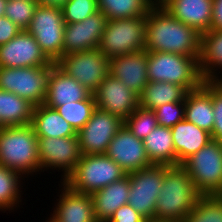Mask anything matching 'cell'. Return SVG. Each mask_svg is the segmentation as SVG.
<instances>
[{"mask_svg":"<svg viewBox=\"0 0 222 222\" xmlns=\"http://www.w3.org/2000/svg\"><path fill=\"white\" fill-rule=\"evenodd\" d=\"M200 35L164 8H151L146 15L145 50L148 52L175 53L199 59Z\"/></svg>","mask_w":222,"mask_h":222,"instance_id":"6da1fadb","label":"cell"},{"mask_svg":"<svg viewBox=\"0 0 222 222\" xmlns=\"http://www.w3.org/2000/svg\"><path fill=\"white\" fill-rule=\"evenodd\" d=\"M200 196L181 164L165 165V175L155 205V218L185 221Z\"/></svg>","mask_w":222,"mask_h":222,"instance_id":"7a4b0ae2","label":"cell"},{"mask_svg":"<svg viewBox=\"0 0 222 222\" xmlns=\"http://www.w3.org/2000/svg\"><path fill=\"white\" fill-rule=\"evenodd\" d=\"M0 165L23 177L41 172L38 138L31 124L0 127Z\"/></svg>","mask_w":222,"mask_h":222,"instance_id":"3957f363","label":"cell"},{"mask_svg":"<svg viewBox=\"0 0 222 222\" xmlns=\"http://www.w3.org/2000/svg\"><path fill=\"white\" fill-rule=\"evenodd\" d=\"M147 65L149 81L181 85L187 91L199 88L204 81L196 57L167 52H148Z\"/></svg>","mask_w":222,"mask_h":222,"instance_id":"277c9868","label":"cell"},{"mask_svg":"<svg viewBox=\"0 0 222 222\" xmlns=\"http://www.w3.org/2000/svg\"><path fill=\"white\" fill-rule=\"evenodd\" d=\"M126 175L106 154L82 155L64 183L76 192L92 194Z\"/></svg>","mask_w":222,"mask_h":222,"instance_id":"5b68a950","label":"cell"},{"mask_svg":"<svg viewBox=\"0 0 222 222\" xmlns=\"http://www.w3.org/2000/svg\"><path fill=\"white\" fill-rule=\"evenodd\" d=\"M201 195H222V144L211 139L181 164Z\"/></svg>","mask_w":222,"mask_h":222,"instance_id":"8992f818","label":"cell"},{"mask_svg":"<svg viewBox=\"0 0 222 222\" xmlns=\"http://www.w3.org/2000/svg\"><path fill=\"white\" fill-rule=\"evenodd\" d=\"M146 16L107 20L98 49L109 59L145 50Z\"/></svg>","mask_w":222,"mask_h":222,"instance_id":"52a82bcc","label":"cell"},{"mask_svg":"<svg viewBox=\"0 0 222 222\" xmlns=\"http://www.w3.org/2000/svg\"><path fill=\"white\" fill-rule=\"evenodd\" d=\"M53 63L41 67L6 68L0 66V89L28 100L34 106L44 104Z\"/></svg>","mask_w":222,"mask_h":222,"instance_id":"ba28073f","label":"cell"},{"mask_svg":"<svg viewBox=\"0 0 222 222\" xmlns=\"http://www.w3.org/2000/svg\"><path fill=\"white\" fill-rule=\"evenodd\" d=\"M64 25L62 9L38 4L26 29L54 63L62 57Z\"/></svg>","mask_w":222,"mask_h":222,"instance_id":"9c48e42d","label":"cell"},{"mask_svg":"<svg viewBox=\"0 0 222 222\" xmlns=\"http://www.w3.org/2000/svg\"><path fill=\"white\" fill-rule=\"evenodd\" d=\"M109 60L97 48L62 56L56 64L93 94L109 75Z\"/></svg>","mask_w":222,"mask_h":222,"instance_id":"30bf717a","label":"cell"},{"mask_svg":"<svg viewBox=\"0 0 222 222\" xmlns=\"http://www.w3.org/2000/svg\"><path fill=\"white\" fill-rule=\"evenodd\" d=\"M130 181L128 204L147 220L155 218V205L165 175V165H151L127 174Z\"/></svg>","mask_w":222,"mask_h":222,"instance_id":"8fae6325","label":"cell"},{"mask_svg":"<svg viewBox=\"0 0 222 222\" xmlns=\"http://www.w3.org/2000/svg\"><path fill=\"white\" fill-rule=\"evenodd\" d=\"M124 121L96 107L89 121L77 132L82 155L106 154L109 143Z\"/></svg>","mask_w":222,"mask_h":222,"instance_id":"7c38bea8","label":"cell"},{"mask_svg":"<svg viewBox=\"0 0 222 222\" xmlns=\"http://www.w3.org/2000/svg\"><path fill=\"white\" fill-rule=\"evenodd\" d=\"M41 172L46 169L62 170V181L74 171L82 154L77 136L37 137Z\"/></svg>","mask_w":222,"mask_h":222,"instance_id":"4fadbf2b","label":"cell"},{"mask_svg":"<svg viewBox=\"0 0 222 222\" xmlns=\"http://www.w3.org/2000/svg\"><path fill=\"white\" fill-rule=\"evenodd\" d=\"M53 62L27 30L0 46V66L6 68L41 67Z\"/></svg>","mask_w":222,"mask_h":222,"instance_id":"5bb4252c","label":"cell"},{"mask_svg":"<svg viewBox=\"0 0 222 222\" xmlns=\"http://www.w3.org/2000/svg\"><path fill=\"white\" fill-rule=\"evenodd\" d=\"M96 107L125 121L139 106L140 97L110 74L93 93Z\"/></svg>","mask_w":222,"mask_h":222,"instance_id":"9a60e30c","label":"cell"},{"mask_svg":"<svg viewBox=\"0 0 222 222\" xmlns=\"http://www.w3.org/2000/svg\"><path fill=\"white\" fill-rule=\"evenodd\" d=\"M106 155L127 174L153 165L148 158L143 140L133 135L125 125L114 135Z\"/></svg>","mask_w":222,"mask_h":222,"instance_id":"2e32d148","label":"cell"},{"mask_svg":"<svg viewBox=\"0 0 222 222\" xmlns=\"http://www.w3.org/2000/svg\"><path fill=\"white\" fill-rule=\"evenodd\" d=\"M106 23L107 18L98 11L84 21L65 24L62 56L97 49Z\"/></svg>","mask_w":222,"mask_h":222,"instance_id":"e0dca14e","label":"cell"},{"mask_svg":"<svg viewBox=\"0 0 222 222\" xmlns=\"http://www.w3.org/2000/svg\"><path fill=\"white\" fill-rule=\"evenodd\" d=\"M147 63L146 50L119 55L109 60V74L140 96L149 83Z\"/></svg>","mask_w":222,"mask_h":222,"instance_id":"ac0fdd59","label":"cell"},{"mask_svg":"<svg viewBox=\"0 0 222 222\" xmlns=\"http://www.w3.org/2000/svg\"><path fill=\"white\" fill-rule=\"evenodd\" d=\"M61 183L62 192L51 216L58 222H97L91 194L76 192Z\"/></svg>","mask_w":222,"mask_h":222,"instance_id":"d6986e66","label":"cell"},{"mask_svg":"<svg viewBox=\"0 0 222 222\" xmlns=\"http://www.w3.org/2000/svg\"><path fill=\"white\" fill-rule=\"evenodd\" d=\"M91 92L64 72L56 63L50 72L48 92L44 104L55 109L58 106L86 99Z\"/></svg>","mask_w":222,"mask_h":222,"instance_id":"ffe728a7","label":"cell"},{"mask_svg":"<svg viewBox=\"0 0 222 222\" xmlns=\"http://www.w3.org/2000/svg\"><path fill=\"white\" fill-rule=\"evenodd\" d=\"M184 104L185 119L212 134L214 127L212 80H204L199 88L188 91Z\"/></svg>","mask_w":222,"mask_h":222,"instance_id":"44dd1931","label":"cell"},{"mask_svg":"<svg viewBox=\"0 0 222 222\" xmlns=\"http://www.w3.org/2000/svg\"><path fill=\"white\" fill-rule=\"evenodd\" d=\"M213 0H172L164 9L199 34L210 31Z\"/></svg>","mask_w":222,"mask_h":222,"instance_id":"7402d4cb","label":"cell"},{"mask_svg":"<svg viewBox=\"0 0 222 222\" xmlns=\"http://www.w3.org/2000/svg\"><path fill=\"white\" fill-rule=\"evenodd\" d=\"M129 193L130 181L128 175L93 192L91 197L96 221L104 222L106 219L111 218L118 208L128 204Z\"/></svg>","mask_w":222,"mask_h":222,"instance_id":"603a6c76","label":"cell"},{"mask_svg":"<svg viewBox=\"0 0 222 222\" xmlns=\"http://www.w3.org/2000/svg\"><path fill=\"white\" fill-rule=\"evenodd\" d=\"M170 129L177 157V165L182 164L192 154L197 153L212 139L209 132L186 119H183Z\"/></svg>","mask_w":222,"mask_h":222,"instance_id":"cb8c5ba5","label":"cell"},{"mask_svg":"<svg viewBox=\"0 0 222 222\" xmlns=\"http://www.w3.org/2000/svg\"><path fill=\"white\" fill-rule=\"evenodd\" d=\"M31 125L37 137L77 136L74 128L57 112L45 104L34 106Z\"/></svg>","mask_w":222,"mask_h":222,"instance_id":"d4e9b609","label":"cell"},{"mask_svg":"<svg viewBox=\"0 0 222 222\" xmlns=\"http://www.w3.org/2000/svg\"><path fill=\"white\" fill-rule=\"evenodd\" d=\"M198 65L204 80H222V75L219 78L215 72L222 70V31L210 30L200 35Z\"/></svg>","mask_w":222,"mask_h":222,"instance_id":"484cf974","label":"cell"},{"mask_svg":"<svg viewBox=\"0 0 222 222\" xmlns=\"http://www.w3.org/2000/svg\"><path fill=\"white\" fill-rule=\"evenodd\" d=\"M148 158L155 165H177L172 132L169 127L157 126L143 139Z\"/></svg>","mask_w":222,"mask_h":222,"instance_id":"4316f807","label":"cell"},{"mask_svg":"<svg viewBox=\"0 0 222 222\" xmlns=\"http://www.w3.org/2000/svg\"><path fill=\"white\" fill-rule=\"evenodd\" d=\"M33 109L28 100L0 89V127L31 124Z\"/></svg>","mask_w":222,"mask_h":222,"instance_id":"83f0119b","label":"cell"},{"mask_svg":"<svg viewBox=\"0 0 222 222\" xmlns=\"http://www.w3.org/2000/svg\"><path fill=\"white\" fill-rule=\"evenodd\" d=\"M187 92L188 91L181 85L169 82L149 81L139 96L140 107L154 110L163 104L183 101Z\"/></svg>","mask_w":222,"mask_h":222,"instance_id":"f1b7e54d","label":"cell"},{"mask_svg":"<svg viewBox=\"0 0 222 222\" xmlns=\"http://www.w3.org/2000/svg\"><path fill=\"white\" fill-rule=\"evenodd\" d=\"M98 11L107 20L146 16L151 9L148 0H97Z\"/></svg>","mask_w":222,"mask_h":222,"instance_id":"f546056e","label":"cell"},{"mask_svg":"<svg viewBox=\"0 0 222 222\" xmlns=\"http://www.w3.org/2000/svg\"><path fill=\"white\" fill-rule=\"evenodd\" d=\"M17 171L0 165V210H14L21 201V181ZM11 209V210H10Z\"/></svg>","mask_w":222,"mask_h":222,"instance_id":"4dcf8cb0","label":"cell"},{"mask_svg":"<svg viewBox=\"0 0 222 222\" xmlns=\"http://www.w3.org/2000/svg\"><path fill=\"white\" fill-rule=\"evenodd\" d=\"M95 108V97L91 93L82 101L66 103L55 109L78 132L89 121Z\"/></svg>","mask_w":222,"mask_h":222,"instance_id":"1f68e13d","label":"cell"},{"mask_svg":"<svg viewBox=\"0 0 222 222\" xmlns=\"http://www.w3.org/2000/svg\"><path fill=\"white\" fill-rule=\"evenodd\" d=\"M184 222H222V195H201Z\"/></svg>","mask_w":222,"mask_h":222,"instance_id":"d6a6232c","label":"cell"},{"mask_svg":"<svg viewBox=\"0 0 222 222\" xmlns=\"http://www.w3.org/2000/svg\"><path fill=\"white\" fill-rule=\"evenodd\" d=\"M124 125L139 139L146 138L158 126L155 112L138 107L125 121Z\"/></svg>","mask_w":222,"mask_h":222,"instance_id":"836d02e7","label":"cell"},{"mask_svg":"<svg viewBox=\"0 0 222 222\" xmlns=\"http://www.w3.org/2000/svg\"><path fill=\"white\" fill-rule=\"evenodd\" d=\"M37 6L38 2L34 0H8L5 16L21 30H26Z\"/></svg>","mask_w":222,"mask_h":222,"instance_id":"e575fe53","label":"cell"},{"mask_svg":"<svg viewBox=\"0 0 222 222\" xmlns=\"http://www.w3.org/2000/svg\"><path fill=\"white\" fill-rule=\"evenodd\" d=\"M65 24L78 23L98 12L97 0H68L63 8Z\"/></svg>","mask_w":222,"mask_h":222,"instance_id":"d590c367","label":"cell"},{"mask_svg":"<svg viewBox=\"0 0 222 222\" xmlns=\"http://www.w3.org/2000/svg\"><path fill=\"white\" fill-rule=\"evenodd\" d=\"M159 126L172 128L174 125L185 119L184 100L163 104L153 110Z\"/></svg>","mask_w":222,"mask_h":222,"instance_id":"8d00e7d4","label":"cell"},{"mask_svg":"<svg viewBox=\"0 0 222 222\" xmlns=\"http://www.w3.org/2000/svg\"><path fill=\"white\" fill-rule=\"evenodd\" d=\"M212 104L214 127L211 137L222 144V80H212Z\"/></svg>","mask_w":222,"mask_h":222,"instance_id":"74e56055","label":"cell"},{"mask_svg":"<svg viewBox=\"0 0 222 222\" xmlns=\"http://www.w3.org/2000/svg\"><path fill=\"white\" fill-rule=\"evenodd\" d=\"M106 220H115L118 222H146V218L138 213L131 205L126 204L118 208L111 218Z\"/></svg>","mask_w":222,"mask_h":222,"instance_id":"f35d334b","label":"cell"},{"mask_svg":"<svg viewBox=\"0 0 222 222\" xmlns=\"http://www.w3.org/2000/svg\"><path fill=\"white\" fill-rule=\"evenodd\" d=\"M22 30L6 16L0 17V46L6 44Z\"/></svg>","mask_w":222,"mask_h":222,"instance_id":"ab89813d","label":"cell"},{"mask_svg":"<svg viewBox=\"0 0 222 222\" xmlns=\"http://www.w3.org/2000/svg\"><path fill=\"white\" fill-rule=\"evenodd\" d=\"M210 30L222 31V0H213Z\"/></svg>","mask_w":222,"mask_h":222,"instance_id":"60d3db41","label":"cell"},{"mask_svg":"<svg viewBox=\"0 0 222 222\" xmlns=\"http://www.w3.org/2000/svg\"><path fill=\"white\" fill-rule=\"evenodd\" d=\"M68 0H37L39 5L51 6L62 9Z\"/></svg>","mask_w":222,"mask_h":222,"instance_id":"b9f144b4","label":"cell"},{"mask_svg":"<svg viewBox=\"0 0 222 222\" xmlns=\"http://www.w3.org/2000/svg\"><path fill=\"white\" fill-rule=\"evenodd\" d=\"M172 0H148L151 8H164L167 6Z\"/></svg>","mask_w":222,"mask_h":222,"instance_id":"7bdbcfd3","label":"cell"},{"mask_svg":"<svg viewBox=\"0 0 222 222\" xmlns=\"http://www.w3.org/2000/svg\"><path fill=\"white\" fill-rule=\"evenodd\" d=\"M8 0H0V17L5 16V9Z\"/></svg>","mask_w":222,"mask_h":222,"instance_id":"ee69618b","label":"cell"},{"mask_svg":"<svg viewBox=\"0 0 222 222\" xmlns=\"http://www.w3.org/2000/svg\"><path fill=\"white\" fill-rule=\"evenodd\" d=\"M146 222H184V221H178V220H166V219H149L146 220Z\"/></svg>","mask_w":222,"mask_h":222,"instance_id":"f6af8a7d","label":"cell"},{"mask_svg":"<svg viewBox=\"0 0 222 222\" xmlns=\"http://www.w3.org/2000/svg\"><path fill=\"white\" fill-rule=\"evenodd\" d=\"M47 222H58V221L55 220L53 217H50Z\"/></svg>","mask_w":222,"mask_h":222,"instance_id":"bcb514c9","label":"cell"},{"mask_svg":"<svg viewBox=\"0 0 222 222\" xmlns=\"http://www.w3.org/2000/svg\"><path fill=\"white\" fill-rule=\"evenodd\" d=\"M104 222H118V221H115V220H105Z\"/></svg>","mask_w":222,"mask_h":222,"instance_id":"7dc6e473","label":"cell"}]
</instances>
